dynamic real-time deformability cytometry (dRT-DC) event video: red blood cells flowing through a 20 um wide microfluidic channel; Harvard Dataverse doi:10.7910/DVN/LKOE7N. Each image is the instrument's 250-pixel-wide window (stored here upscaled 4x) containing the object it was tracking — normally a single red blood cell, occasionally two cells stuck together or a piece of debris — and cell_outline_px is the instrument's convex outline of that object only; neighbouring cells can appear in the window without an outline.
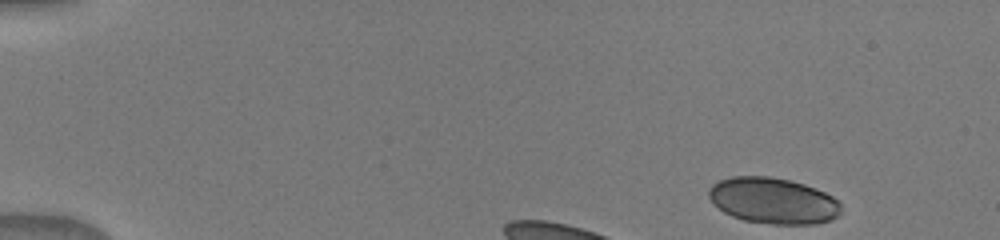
{"species": "human", "species_latin": "Homo sapiens", "temperature_condition": "warm", "stored_images_in_passage": 8, "camera_frame_rate_fps": 3000, "um_per_image_px": 0.085, "donor": {"sex": "male"}, "frame": {"image": 1, "passage_image": 1, "time_ms": 0.0, "image_size_px": [1000, 240], "cell_outline_px": [[840, 212], [832, 220], [816, 224], [772, 224], [744, 220], [732, 216], [724, 212], [712, 204], [708, 196], [708, 188], [712, 184], [720, 180], [732, 176], [768, 176], [788, 180], [804, 184], [824, 192], [832, 196], [840, 204]], "centroid_in_image_um": [65.67, 17.06], "position_along_channel_um": 19.3, "area_um2": 35.55}}